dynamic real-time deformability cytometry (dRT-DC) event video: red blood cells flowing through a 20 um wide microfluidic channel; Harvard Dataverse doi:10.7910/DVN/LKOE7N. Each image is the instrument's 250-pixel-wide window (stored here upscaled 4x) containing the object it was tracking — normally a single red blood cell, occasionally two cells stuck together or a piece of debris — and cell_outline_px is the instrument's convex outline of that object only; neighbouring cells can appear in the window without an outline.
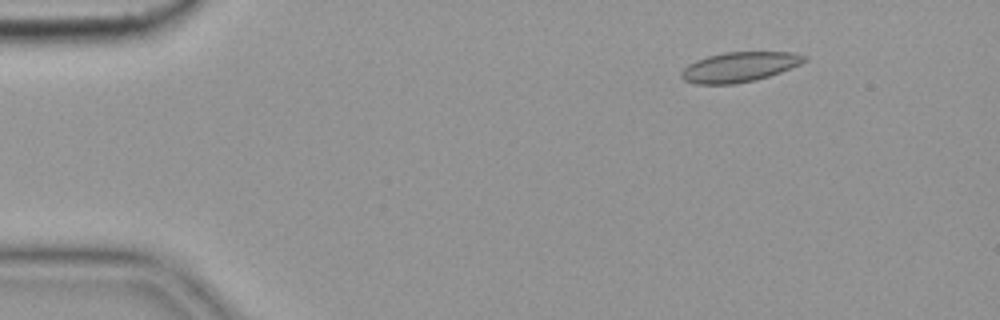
{"species": "common noctule bat (a hibernating species)", "species_latin": "Nyctalus noctula", "temperature_condition": "cold", "stored_images_in_passage": 8, "camera_frame_rate_fps": 3000, "um_per_image_px": 0.085, "animal": {"sex": "female", "body_mass_g": 19.9}, "frame": {"image": 1, "passage_image": 2, "time_ms": 0.333, "image_size_px": [1000, 320], "cell_outline_px": [[808, 60], [800, 64], [780, 72], [756, 80], [736, 84], [696, 84], [684, 80], [680, 76], [680, 72], [688, 64], [696, 60], [708, 56], [724, 52], [792, 52], [808, 56]], "centroid_in_image_um": [62.84, 5.69], "position_along_channel_um": 22.2, "area_um2": 21.5}}